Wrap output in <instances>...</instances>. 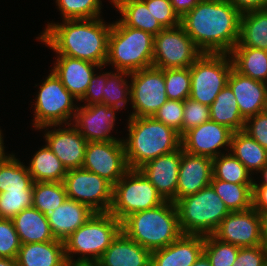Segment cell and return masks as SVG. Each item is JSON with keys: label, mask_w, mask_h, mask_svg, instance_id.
I'll return each mask as SVG.
<instances>
[{"label": "cell", "mask_w": 267, "mask_h": 266, "mask_svg": "<svg viewBox=\"0 0 267 266\" xmlns=\"http://www.w3.org/2000/svg\"><path fill=\"white\" fill-rule=\"evenodd\" d=\"M240 17L228 0H200L180 25L203 53L229 54L239 40Z\"/></svg>", "instance_id": "1"}, {"label": "cell", "mask_w": 267, "mask_h": 266, "mask_svg": "<svg viewBox=\"0 0 267 266\" xmlns=\"http://www.w3.org/2000/svg\"><path fill=\"white\" fill-rule=\"evenodd\" d=\"M102 19L48 23L37 39L58 55L86 60L104 67L112 23L106 24Z\"/></svg>", "instance_id": "2"}, {"label": "cell", "mask_w": 267, "mask_h": 266, "mask_svg": "<svg viewBox=\"0 0 267 266\" xmlns=\"http://www.w3.org/2000/svg\"><path fill=\"white\" fill-rule=\"evenodd\" d=\"M128 137L123 140L130 169L138 170L155 158L181 147V136L153 117H129Z\"/></svg>", "instance_id": "3"}, {"label": "cell", "mask_w": 267, "mask_h": 266, "mask_svg": "<svg viewBox=\"0 0 267 266\" xmlns=\"http://www.w3.org/2000/svg\"><path fill=\"white\" fill-rule=\"evenodd\" d=\"M121 231L133 241L153 252L177 240L182 232L175 203L134 212L121 221Z\"/></svg>", "instance_id": "4"}, {"label": "cell", "mask_w": 267, "mask_h": 266, "mask_svg": "<svg viewBox=\"0 0 267 266\" xmlns=\"http://www.w3.org/2000/svg\"><path fill=\"white\" fill-rule=\"evenodd\" d=\"M120 232L121 222L115 216L110 212H95L63 241L69 266L96 263ZM74 254L81 256L75 260Z\"/></svg>", "instance_id": "5"}, {"label": "cell", "mask_w": 267, "mask_h": 266, "mask_svg": "<svg viewBox=\"0 0 267 266\" xmlns=\"http://www.w3.org/2000/svg\"><path fill=\"white\" fill-rule=\"evenodd\" d=\"M154 36L126 26L120 19L112 23L105 66L132 73L153 66Z\"/></svg>", "instance_id": "6"}, {"label": "cell", "mask_w": 267, "mask_h": 266, "mask_svg": "<svg viewBox=\"0 0 267 266\" xmlns=\"http://www.w3.org/2000/svg\"><path fill=\"white\" fill-rule=\"evenodd\" d=\"M175 205L183 235H213L230 213L211 185L179 199Z\"/></svg>", "instance_id": "7"}, {"label": "cell", "mask_w": 267, "mask_h": 266, "mask_svg": "<svg viewBox=\"0 0 267 266\" xmlns=\"http://www.w3.org/2000/svg\"><path fill=\"white\" fill-rule=\"evenodd\" d=\"M165 200L153 184L139 171L129 169L113 186L110 213L120 222L134 212L161 205Z\"/></svg>", "instance_id": "8"}, {"label": "cell", "mask_w": 267, "mask_h": 266, "mask_svg": "<svg viewBox=\"0 0 267 266\" xmlns=\"http://www.w3.org/2000/svg\"><path fill=\"white\" fill-rule=\"evenodd\" d=\"M50 71L40 84L35 99L32 125L36 130L49 125L71 124L78 107L73 102L75 97L63 86L55 73Z\"/></svg>", "instance_id": "9"}, {"label": "cell", "mask_w": 267, "mask_h": 266, "mask_svg": "<svg viewBox=\"0 0 267 266\" xmlns=\"http://www.w3.org/2000/svg\"><path fill=\"white\" fill-rule=\"evenodd\" d=\"M233 64L229 54L203 53L191 66L189 98L210 106L228 84Z\"/></svg>", "instance_id": "10"}, {"label": "cell", "mask_w": 267, "mask_h": 266, "mask_svg": "<svg viewBox=\"0 0 267 266\" xmlns=\"http://www.w3.org/2000/svg\"><path fill=\"white\" fill-rule=\"evenodd\" d=\"M202 54L181 25L165 28L154 36L153 66L156 68H188Z\"/></svg>", "instance_id": "11"}, {"label": "cell", "mask_w": 267, "mask_h": 266, "mask_svg": "<svg viewBox=\"0 0 267 266\" xmlns=\"http://www.w3.org/2000/svg\"><path fill=\"white\" fill-rule=\"evenodd\" d=\"M67 198L89 206L94 212H109L113 185L83 168L70 169L63 179Z\"/></svg>", "instance_id": "12"}, {"label": "cell", "mask_w": 267, "mask_h": 266, "mask_svg": "<svg viewBox=\"0 0 267 266\" xmlns=\"http://www.w3.org/2000/svg\"><path fill=\"white\" fill-rule=\"evenodd\" d=\"M131 104L129 117H152L168 100L164 70L154 66L130 73Z\"/></svg>", "instance_id": "13"}, {"label": "cell", "mask_w": 267, "mask_h": 266, "mask_svg": "<svg viewBox=\"0 0 267 266\" xmlns=\"http://www.w3.org/2000/svg\"><path fill=\"white\" fill-rule=\"evenodd\" d=\"M82 168L114 186L130 169L123 140L87 142Z\"/></svg>", "instance_id": "14"}, {"label": "cell", "mask_w": 267, "mask_h": 266, "mask_svg": "<svg viewBox=\"0 0 267 266\" xmlns=\"http://www.w3.org/2000/svg\"><path fill=\"white\" fill-rule=\"evenodd\" d=\"M217 239L239 247L262 244L260 215L253 208L230 212L213 234Z\"/></svg>", "instance_id": "15"}, {"label": "cell", "mask_w": 267, "mask_h": 266, "mask_svg": "<svg viewBox=\"0 0 267 266\" xmlns=\"http://www.w3.org/2000/svg\"><path fill=\"white\" fill-rule=\"evenodd\" d=\"M233 131L227 126L209 120L201 125L191 128L181 136V147L192 155L216 158L223 154L222 147L226 151L230 149Z\"/></svg>", "instance_id": "16"}, {"label": "cell", "mask_w": 267, "mask_h": 266, "mask_svg": "<svg viewBox=\"0 0 267 266\" xmlns=\"http://www.w3.org/2000/svg\"><path fill=\"white\" fill-rule=\"evenodd\" d=\"M117 107L105 104L78 106L75 112L73 125L87 142H105L122 140L113 137L111 130L116 121ZM111 134V136H110Z\"/></svg>", "instance_id": "17"}, {"label": "cell", "mask_w": 267, "mask_h": 266, "mask_svg": "<svg viewBox=\"0 0 267 266\" xmlns=\"http://www.w3.org/2000/svg\"><path fill=\"white\" fill-rule=\"evenodd\" d=\"M56 129V127H58ZM66 128L60 125H49L39 128L46 130L52 127L53 130H45V142L57 158L63 163L67 170L82 168L84 161L87 140L82 137L80 132L71 124ZM72 126V127H71Z\"/></svg>", "instance_id": "18"}, {"label": "cell", "mask_w": 267, "mask_h": 266, "mask_svg": "<svg viewBox=\"0 0 267 266\" xmlns=\"http://www.w3.org/2000/svg\"><path fill=\"white\" fill-rule=\"evenodd\" d=\"M213 177V159L207 156L192 155L181 147L176 202L193 195L211 183Z\"/></svg>", "instance_id": "19"}, {"label": "cell", "mask_w": 267, "mask_h": 266, "mask_svg": "<svg viewBox=\"0 0 267 266\" xmlns=\"http://www.w3.org/2000/svg\"><path fill=\"white\" fill-rule=\"evenodd\" d=\"M180 162L181 147L149 161L138 170L153 184L164 200L176 203Z\"/></svg>", "instance_id": "20"}, {"label": "cell", "mask_w": 267, "mask_h": 266, "mask_svg": "<svg viewBox=\"0 0 267 266\" xmlns=\"http://www.w3.org/2000/svg\"><path fill=\"white\" fill-rule=\"evenodd\" d=\"M228 85L237 99L240 113L245 120L264 112L267 102V83L252 79L232 68Z\"/></svg>", "instance_id": "21"}, {"label": "cell", "mask_w": 267, "mask_h": 266, "mask_svg": "<svg viewBox=\"0 0 267 266\" xmlns=\"http://www.w3.org/2000/svg\"><path fill=\"white\" fill-rule=\"evenodd\" d=\"M54 63L52 71L76 101L84 97L95 73V67L102 69V66L95 63L64 55H58Z\"/></svg>", "instance_id": "22"}, {"label": "cell", "mask_w": 267, "mask_h": 266, "mask_svg": "<svg viewBox=\"0 0 267 266\" xmlns=\"http://www.w3.org/2000/svg\"><path fill=\"white\" fill-rule=\"evenodd\" d=\"M204 253V236L181 235L151 254V266H192Z\"/></svg>", "instance_id": "23"}, {"label": "cell", "mask_w": 267, "mask_h": 266, "mask_svg": "<svg viewBox=\"0 0 267 266\" xmlns=\"http://www.w3.org/2000/svg\"><path fill=\"white\" fill-rule=\"evenodd\" d=\"M94 213L89 206L66 198L60 206L47 214V219L55 239L65 241Z\"/></svg>", "instance_id": "24"}, {"label": "cell", "mask_w": 267, "mask_h": 266, "mask_svg": "<svg viewBox=\"0 0 267 266\" xmlns=\"http://www.w3.org/2000/svg\"><path fill=\"white\" fill-rule=\"evenodd\" d=\"M152 252L122 231L96 262L98 266H151Z\"/></svg>", "instance_id": "25"}, {"label": "cell", "mask_w": 267, "mask_h": 266, "mask_svg": "<svg viewBox=\"0 0 267 266\" xmlns=\"http://www.w3.org/2000/svg\"><path fill=\"white\" fill-rule=\"evenodd\" d=\"M16 260L17 266H69L64 242L57 239L21 244Z\"/></svg>", "instance_id": "26"}, {"label": "cell", "mask_w": 267, "mask_h": 266, "mask_svg": "<svg viewBox=\"0 0 267 266\" xmlns=\"http://www.w3.org/2000/svg\"><path fill=\"white\" fill-rule=\"evenodd\" d=\"M12 221L21 244L56 240L47 215L34 207L22 210Z\"/></svg>", "instance_id": "27"}, {"label": "cell", "mask_w": 267, "mask_h": 266, "mask_svg": "<svg viewBox=\"0 0 267 266\" xmlns=\"http://www.w3.org/2000/svg\"><path fill=\"white\" fill-rule=\"evenodd\" d=\"M234 47L267 51V8L241 13L239 40Z\"/></svg>", "instance_id": "28"}, {"label": "cell", "mask_w": 267, "mask_h": 266, "mask_svg": "<svg viewBox=\"0 0 267 266\" xmlns=\"http://www.w3.org/2000/svg\"><path fill=\"white\" fill-rule=\"evenodd\" d=\"M116 11H119L120 20L131 28L143 30L157 35L164 28L148 10L143 0H110Z\"/></svg>", "instance_id": "29"}, {"label": "cell", "mask_w": 267, "mask_h": 266, "mask_svg": "<svg viewBox=\"0 0 267 266\" xmlns=\"http://www.w3.org/2000/svg\"><path fill=\"white\" fill-rule=\"evenodd\" d=\"M210 120L227 126L233 132L243 131L245 119L242 117L237 99L227 84L209 106Z\"/></svg>", "instance_id": "30"}, {"label": "cell", "mask_w": 267, "mask_h": 266, "mask_svg": "<svg viewBox=\"0 0 267 266\" xmlns=\"http://www.w3.org/2000/svg\"><path fill=\"white\" fill-rule=\"evenodd\" d=\"M239 159L246 169L252 174L259 173L267 163V150L244 131L233 132L230 150Z\"/></svg>", "instance_id": "31"}, {"label": "cell", "mask_w": 267, "mask_h": 266, "mask_svg": "<svg viewBox=\"0 0 267 266\" xmlns=\"http://www.w3.org/2000/svg\"><path fill=\"white\" fill-rule=\"evenodd\" d=\"M233 68L252 79L267 83V51L251 47H234L229 53Z\"/></svg>", "instance_id": "32"}, {"label": "cell", "mask_w": 267, "mask_h": 266, "mask_svg": "<svg viewBox=\"0 0 267 266\" xmlns=\"http://www.w3.org/2000/svg\"><path fill=\"white\" fill-rule=\"evenodd\" d=\"M27 168L33 182H63L68 171L47 144L33 155Z\"/></svg>", "instance_id": "33"}, {"label": "cell", "mask_w": 267, "mask_h": 266, "mask_svg": "<svg viewBox=\"0 0 267 266\" xmlns=\"http://www.w3.org/2000/svg\"><path fill=\"white\" fill-rule=\"evenodd\" d=\"M33 183L27 166L13 153L0 162V193L33 190Z\"/></svg>", "instance_id": "34"}, {"label": "cell", "mask_w": 267, "mask_h": 266, "mask_svg": "<svg viewBox=\"0 0 267 266\" xmlns=\"http://www.w3.org/2000/svg\"><path fill=\"white\" fill-rule=\"evenodd\" d=\"M210 185L230 212L243 211L252 207L253 184L230 183L212 177Z\"/></svg>", "instance_id": "35"}, {"label": "cell", "mask_w": 267, "mask_h": 266, "mask_svg": "<svg viewBox=\"0 0 267 266\" xmlns=\"http://www.w3.org/2000/svg\"><path fill=\"white\" fill-rule=\"evenodd\" d=\"M227 153L213 158V177L230 183L253 184L252 175L242 162L231 152Z\"/></svg>", "instance_id": "36"}, {"label": "cell", "mask_w": 267, "mask_h": 266, "mask_svg": "<svg viewBox=\"0 0 267 266\" xmlns=\"http://www.w3.org/2000/svg\"><path fill=\"white\" fill-rule=\"evenodd\" d=\"M67 198L63 182H34L32 207L47 215Z\"/></svg>", "instance_id": "37"}, {"label": "cell", "mask_w": 267, "mask_h": 266, "mask_svg": "<svg viewBox=\"0 0 267 266\" xmlns=\"http://www.w3.org/2000/svg\"><path fill=\"white\" fill-rule=\"evenodd\" d=\"M130 73L125 71L107 72V81L103 93V104L122 109L131 100V85L127 79Z\"/></svg>", "instance_id": "38"}, {"label": "cell", "mask_w": 267, "mask_h": 266, "mask_svg": "<svg viewBox=\"0 0 267 266\" xmlns=\"http://www.w3.org/2000/svg\"><path fill=\"white\" fill-rule=\"evenodd\" d=\"M62 20L93 19L101 17V0H56Z\"/></svg>", "instance_id": "39"}, {"label": "cell", "mask_w": 267, "mask_h": 266, "mask_svg": "<svg viewBox=\"0 0 267 266\" xmlns=\"http://www.w3.org/2000/svg\"><path fill=\"white\" fill-rule=\"evenodd\" d=\"M165 88L168 100L184 101L191 92L190 67L164 69Z\"/></svg>", "instance_id": "40"}, {"label": "cell", "mask_w": 267, "mask_h": 266, "mask_svg": "<svg viewBox=\"0 0 267 266\" xmlns=\"http://www.w3.org/2000/svg\"><path fill=\"white\" fill-rule=\"evenodd\" d=\"M240 247L217 239L214 235L204 236V254L211 266H232Z\"/></svg>", "instance_id": "41"}, {"label": "cell", "mask_w": 267, "mask_h": 266, "mask_svg": "<svg viewBox=\"0 0 267 266\" xmlns=\"http://www.w3.org/2000/svg\"><path fill=\"white\" fill-rule=\"evenodd\" d=\"M33 190L0 193V218L13 219L22 210L32 207Z\"/></svg>", "instance_id": "42"}, {"label": "cell", "mask_w": 267, "mask_h": 266, "mask_svg": "<svg viewBox=\"0 0 267 266\" xmlns=\"http://www.w3.org/2000/svg\"><path fill=\"white\" fill-rule=\"evenodd\" d=\"M183 115H184V101L167 100L166 103L158 109L152 116L159 122L173 128L183 135Z\"/></svg>", "instance_id": "43"}, {"label": "cell", "mask_w": 267, "mask_h": 266, "mask_svg": "<svg viewBox=\"0 0 267 266\" xmlns=\"http://www.w3.org/2000/svg\"><path fill=\"white\" fill-rule=\"evenodd\" d=\"M20 246L12 219L0 218V257L16 259Z\"/></svg>", "instance_id": "44"}, {"label": "cell", "mask_w": 267, "mask_h": 266, "mask_svg": "<svg viewBox=\"0 0 267 266\" xmlns=\"http://www.w3.org/2000/svg\"><path fill=\"white\" fill-rule=\"evenodd\" d=\"M148 10L165 28H173L180 25V17L174 11L170 0H143Z\"/></svg>", "instance_id": "45"}, {"label": "cell", "mask_w": 267, "mask_h": 266, "mask_svg": "<svg viewBox=\"0 0 267 266\" xmlns=\"http://www.w3.org/2000/svg\"><path fill=\"white\" fill-rule=\"evenodd\" d=\"M210 120L209 106L191 98L184 100L183 134Z\"/></svg>", "instance_id": "46"}, {"label": "cell", "mask_w": 267, "mask_h": 266, "mask_svg": "<svg viewBox=\"0 0 267 266\" xmlns=\"http://www.w3.org/2000/svg\"><path fill=\"white\" fill-rule=\"evenodd\" d=\"M232 266H267V249L263 245L240 247Z\"/></svg>", "instance_id": "47"}, {"label": "cell", "mask_w": 267, "mask_h": 266, "mask_svg": "<svg viewBox=\"0 0 267 266\" xmlns=\"http://www.w3.org/2000/svg\"><path fill=\"white\" fill-rule=\"evenodd\" d=\"M243 131L267 150V115L264 112L247 118Z\"/></svg>", "instance_id": "48"}, {"label": "cell", "mask_w": 267, "mask_h": 266, "mask_svg": "<svg viewBox=\"0 0 267 266\" xmlns=\"http://www.w3.org/2000/svg\"><path fill=\"white\" fill-rule=\"evenodd\" d=\"M106 81L107 72H103L102 74L100 73V75L94 73L93 77L90 80L88 89L84 97L80 101L84 102L85 100V105L103 104V93Z\"/></svg>", "instance_id": "49"}, {"label": "cell", "mask_w": 267, "mask_h": 266, "mask_svg": "<svg viewBox=\"0 0 267 266\" xmlns=\"http://www.w3.org/2000/svg\"><path fill=\"white\" fill-rule=\"evenodd\" d=\"M252 207L257 212L267 211V185H253Z\"/></svg>", "instance_id": "50"}, {"label": "cell", "mask_w": 267, "mask_h": 266, "mask_svg": "<svg viewBox=\"0 0 267 266\" xmlns=\"http://www.w3.org/2000/svg\"><path fill=\"white\" fill-rule=\"evenodd\" d=\"M240 13L266 9L267 0H228Z\"/></svg>", "instance_id": "51"}, {"label": "cell", "mask_w": 267, "mask_h": 266, "mask_svg": "<svg viewBox=\"0 0 267 266\" xmlns=\"http://www.w3.org/2000/svg\"><path fill=\"white\" fill-rule=\"evenodd\" d=\"M174 11L181 18L185 13L193 9L200 0H170Z\"/></svg>", "instance_id": "52"}, {"label": "cell", "mask_w": 267, "mask_h": 266, "mask_svg": "<svg viewBox=\"0 0 267 266\" xmlns=\"http://www.w3.org/2000/svg\"><path fill=\"white\" fill-rule=\"evenodd\" d=\"M260 215V228H261V238L262 244L267 249V211L258 212Z\"/></svg>", "instance_id": "53"}, {"label": "cell", "mask_w": 267, "mask_h": 266, "mask_svg": "<svg viewBox=\"0 0 267 266\" xmlns=\"http://www.w3.org/2000/svg\"><path fill=\"white\" fill-rule=\"evenodd\" d=\"M192 266H211L210 260L203 253L193 264Z\"/></svg>", "instance_id": "54"}, {"label": "cell", "mask_w": 267, "mask_h": 266, "mask_svg": "<svg viewBox=\"0 0 267 266\" xmlns=\"http://www.w3.org/2000/svg\"><path fill=\"white\" fill-rule=\"evenodd\" d=\"M2 130H0V162L4 161L10 154L5 153L4 140L2 137ZM6 154V155H5Z\"/></svg>", "instance_id": "55"}, {"label": "cell", "mask_w": 267, "mask_h": 266, "mask_svg": "<svg viewBox=\"0 0 267 266\" xmlns=\"http://www.w3.org/2000/svg\"><path fill=\"white\" fill-rule=\"evenodd\" d=\"M0 266H17V260L13 258L0 257Z\"/></svg>", "instance_id": "56"}, {"label": "cell", "mask_w": 267, "mask_h": 266, "mask_svg": "<svg viewBox=\"0 0 267 266\" xmlns=\"http://www.w3.org/2000/svg\"><path fill=\"white\" fill-rule=\"evenodd\" d=\"M262 174L263 178L261 184H257L256 181H253V185H267V163L262 167V169L259 171Z\"/></svg>", "instance_id": "57"}, {"label": "cell", "mask_w": 267, "mask_h": 266, "mask_svg": "<svg viewBox=\"0 0 267 266\" xmlns=\"http://www.w3.org/2000/svg\"><path fill=\"white\" fill-rule=\"evenodd\" d=\"M82 266H98L96 263H89V264H85V265H82Z\"/></svg>", "instance_id": "58"}, {"label": "cell", "mask_w": 267, "mask_h": 266, "mask_svg": "<svg viewBox=\"0 0 267 266\" xmlns=\"http://www.w3.org/2000/svg\"><path fill=\"white\" fill-rule=\"evenodd\" d=\"M264 113L267 115V102H266V104H265Z\"/></svg>", "instance_id": "59"}]
</instances>
